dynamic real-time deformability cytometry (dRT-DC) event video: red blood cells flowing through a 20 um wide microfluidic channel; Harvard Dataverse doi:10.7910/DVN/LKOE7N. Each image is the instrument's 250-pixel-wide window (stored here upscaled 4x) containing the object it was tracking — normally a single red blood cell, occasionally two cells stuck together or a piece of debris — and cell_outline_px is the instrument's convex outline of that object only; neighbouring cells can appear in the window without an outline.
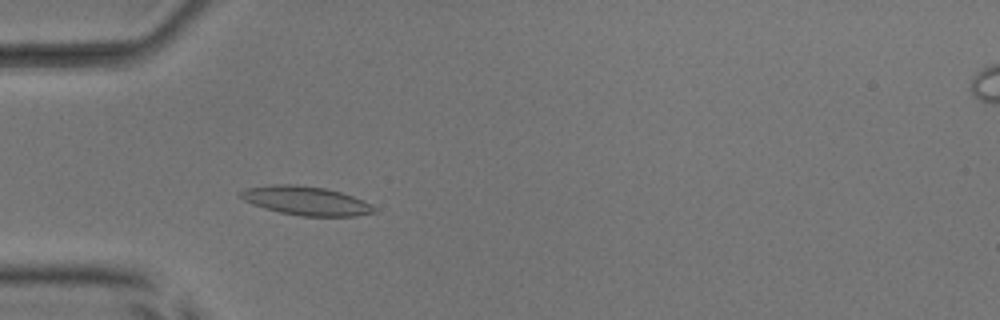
{"species": "common noctule bat (a hibernating species)", "species_latin": "Nyctalus noctula", "temperature_condition": "room temperature", "stored_images_in_passage": 44, "camera_frame_rate_fps": 3000, "um_per_image_px": 0.085, "animal": {"sex": "male", "body_mass_g": 17.9, "forearm_length_mm": 54.2}, "frame": {"image": 1, "passage_image": 8, "time_ms": 2.333, "image_size_px": [1000, 320], "cell_outline_px": [[376, 212], [356, 216], [300, 216], [280, 212], [264, 208], [252, 204], [244, 200], [240, 196], [240, 192], [244, 188], [272, 184], [296, 184], [324, 188], [340, 192], [352, 196], [376, 208]], "centroid_in_image_um": [25.96, 17.06], "position_along_channel_um": 59.0, "area_um2": 22.31}}
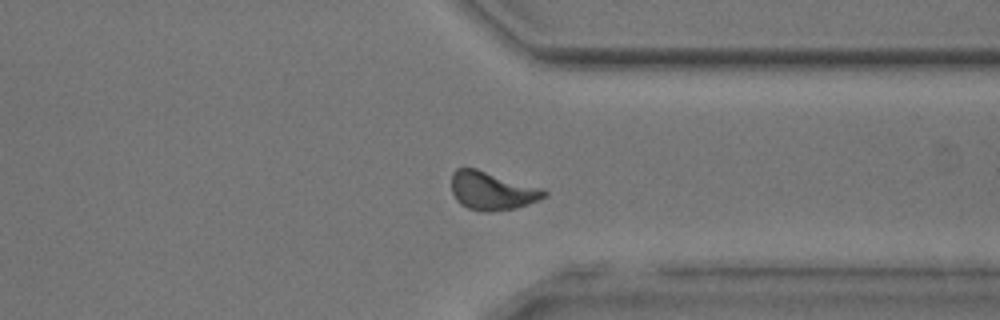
{"frame": {"image": 2, "passage_image": 32, "time_ms": 10.333, "image_size_px": [1000, 320], "cell_outline_px": [[548, 196], [528, 204], [516, 208], [488, 212], [484, 212], [468, 208], [460, 204], [456, 200], [452, 192], [452, 172], [456, 168], [476, 168], [544, 188], [548, 192]], "centroid_in_image_um": [41.84, 16.21], "position_along_channel_um": 369.6, "area_um2": 20.92}}
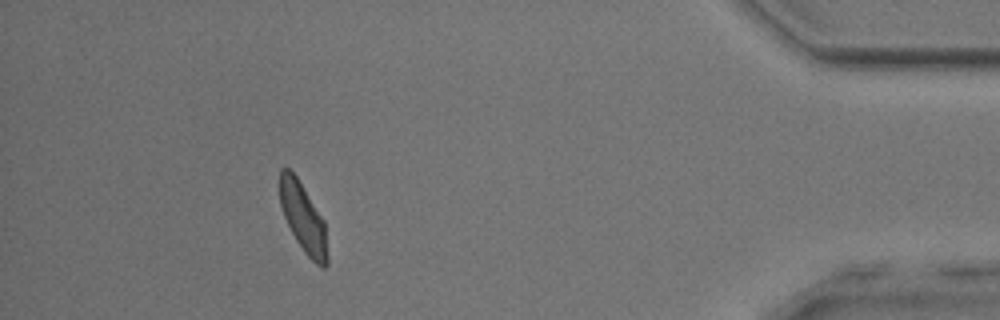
{"frame": {"image": 3, "passage_image": 39, "time_ms": 12.667, "image_size_px": [1000, 320], "cell_outline_px": [[328, 264], [324, 268], [320, 268], [304, 252], [296, 240], [284, 216], [280, 204], [280, 168], [288, 168], [296, 176], [324, 220], [328, 256]], "centroid_in_image_um": [25.78, 18.55], "position_along_channel_um": 409.4, "area_um2": 18.96}, "authors_computed_cell_mechanics": {"area_um2": 19.8543, "velocity_mm_per_s": 3.9555, "shape_relaxation_time_tau1_ms": 4.2655, "shape_relaxation_time_tau2_ms": 1.9416, "deformation_change_tau1": 0.1114, "deformation_change_tau2": 0.0799}}